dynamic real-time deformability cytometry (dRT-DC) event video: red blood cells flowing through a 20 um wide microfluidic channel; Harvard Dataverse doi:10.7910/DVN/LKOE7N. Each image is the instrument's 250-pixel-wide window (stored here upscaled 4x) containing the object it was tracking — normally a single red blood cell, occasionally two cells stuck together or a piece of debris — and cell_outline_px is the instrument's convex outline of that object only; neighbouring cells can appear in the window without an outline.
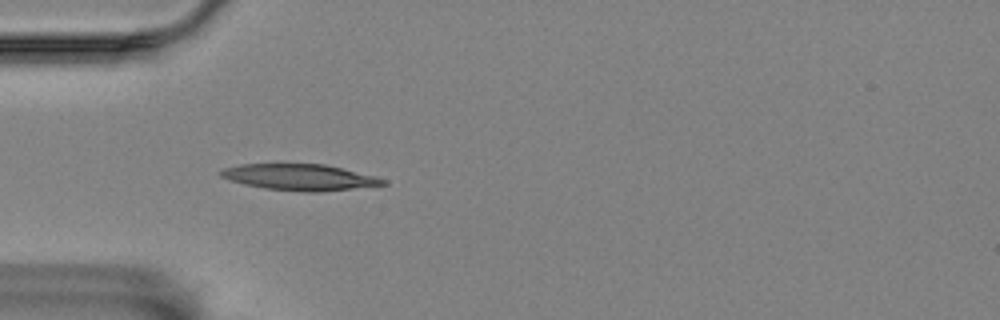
{"species": "Egyptian fruit bat (a non-hibernating species)", "species_latin": "Rousettus aegyptiacus", "temperature_condition": "room temperature", "stored_images_in_passage": 3, "camera_frame_rate_fps": 3000, "um_per_image_px": 0.085, "animal": {"sex": "female"}, "frame": {"image": 1, "passage_image": 2, "time_ms": 1.333, "image_size_px": [1000, 320], "cell_outline_px": [[388, 184], [320, 192], [308, 192], [264, 188], [244, 184], [220, 176], [216, 172], [224, 168], [240, 164], [324, 164], [376, 176], [388, 180]], "centroid_in_image_um": [25.48, 15.06], "position_along_channel_um": 59.5, "area_um2": 24.68}}
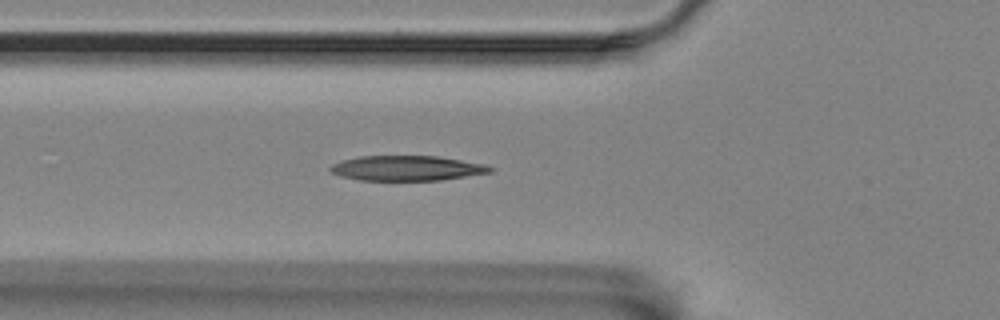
{"frame": {"image": 2, "passage_image": 3, "time_ms": 2.333, "image_size_px": [1000, 320], "cell_outline_px": [[492, 172], [440, 180], [360, 180], [340, 176], [332, 172], [328, 168], [332, 164], [344, 160], [360, 156], [436, 156], [484, 164], [492, 168]], "centroid_in_image_um": [34.55, 14.29], "position_along_channel_um": 91.2, "area_um2": 23.0}}